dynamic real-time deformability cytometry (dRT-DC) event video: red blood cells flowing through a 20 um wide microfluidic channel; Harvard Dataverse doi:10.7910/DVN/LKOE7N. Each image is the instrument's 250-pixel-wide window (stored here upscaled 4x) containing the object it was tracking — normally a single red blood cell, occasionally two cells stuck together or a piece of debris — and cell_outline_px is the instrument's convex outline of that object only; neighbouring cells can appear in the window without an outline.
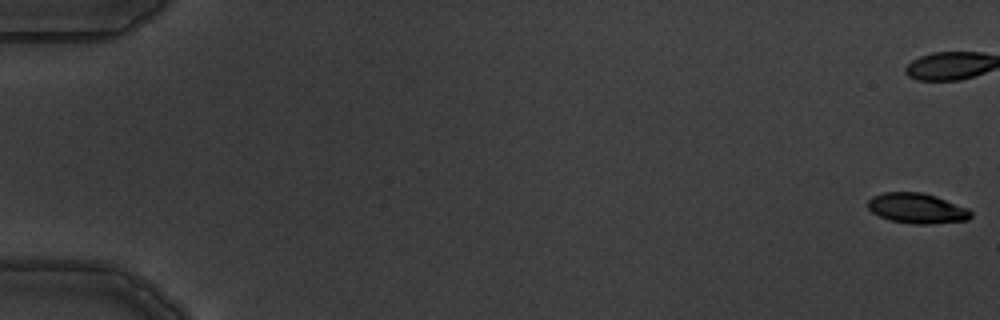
{"species": "common noctule bat (a hibernating species)", "species_latin": "Nyctalus noctula", "temperature_condition": "warm", "stored_images_in_passage": 7, "camera_frame_rate_fps": 3000, "um_per_image_px": 0.085, "animal": {"sex": "male", "body_mass_g": 19.5, "forearm_length_mm": 54.6}, "frame": {"image": 1, "passage_image": 1, "time_ms": 0.0, "image_size_px": [1000, 320], "cell_outline_px": [[972, 216], [968, 220], [932, 224], [912, 224], [888, 220], [872, 212], [868, 208], [868, 200], [872, 196], [884, 192], [920, 192], [936, 196], [968, 208], [972, 212]], "centroid_in_image_um": [77.95, 17.71], "position_along_channel_um": 7.1, "area_um2": 18.26}}
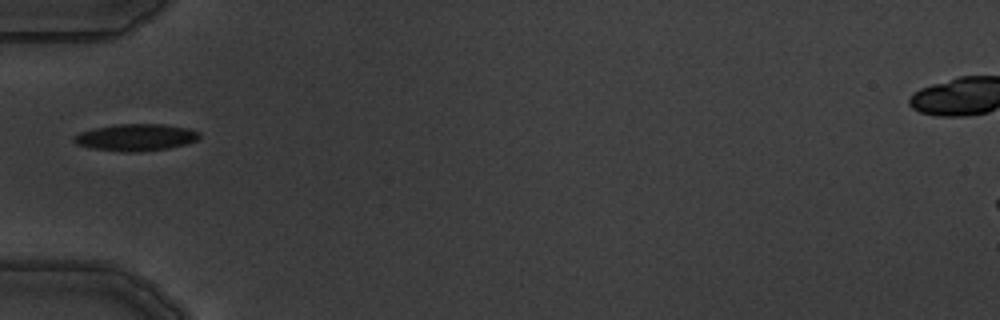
{"frame": {"image": 2, "passage_image": 6, "time_ms": 6.667, "image_size_px": [1000, 320], "cell_outline_px": [[200, 136], [196, 140], [188, 144], [168, 148], [140, 152], [120, 152], [92, 148], [76, 144], [72, 140], [80, 132], [96, 128], [116, 124], [164, 124], [188, 128], [200, 132]], "centroid_in_image_um": [11.58, 11.68], "position_along_channel_um": 73.4, "area_um2": 19.71}}